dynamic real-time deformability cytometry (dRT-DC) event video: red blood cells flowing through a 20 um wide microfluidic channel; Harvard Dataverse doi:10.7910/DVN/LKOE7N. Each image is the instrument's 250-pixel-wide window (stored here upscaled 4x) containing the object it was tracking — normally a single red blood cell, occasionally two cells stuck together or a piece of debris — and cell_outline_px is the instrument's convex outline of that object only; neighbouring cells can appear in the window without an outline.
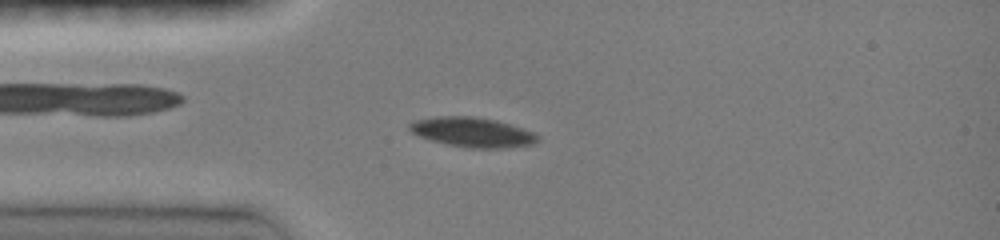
{"species": "common noctule bat (a hibernating species)", "species_latin": "Nyctalus noctula", "temperature_condition": "room temperature", "stored_images_in_passage": 47, "camera_frame_rate_fps": 3000, "um_per_image_px": 0.085, "animal": {"sex": "female", "body_mass_g": 19.0, "forearm_length_mm": 51.5}, "frame": {"image": 1, "passage_image": 11, "time_ms": 3.333, "image_size_px": [1000, 240], "cell_outline_px": [[540, 140], [532, 144], [504, 148], [468, 148], [448, 144], [432, 140], [420, 136], [412, 132], [408, 128], [408, 124], [416, 120], [436, 116], [472, 116], [496, 120], [524, 128], [540, 136]], "centroid_in_image_um": [40.18, 11.23], "position_along_channel_um": 44.8, "area_um2": 22.14}}
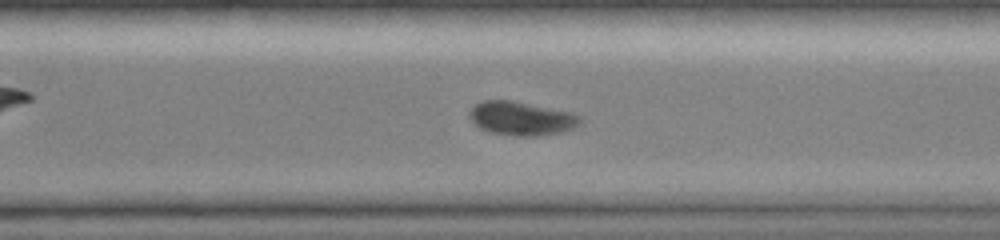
{"frame": {"image": 2, "passage_image": 33, "time_ms": 10.667, "image_size_px": [1000, 240], "cell_outline_px": [[580, 124], [572, 128], [560, 132], [536, 136], [520, 136], [492, 132], [480, 128], [468, 116], [468, 112], [476, 104], [484, 100], [512, 100], [572, 112], [580, 116]], "centroid_in_image_um": [44.32, 10.05], "position_along_channel_um": 326.3, "area_um2": 21.56}}
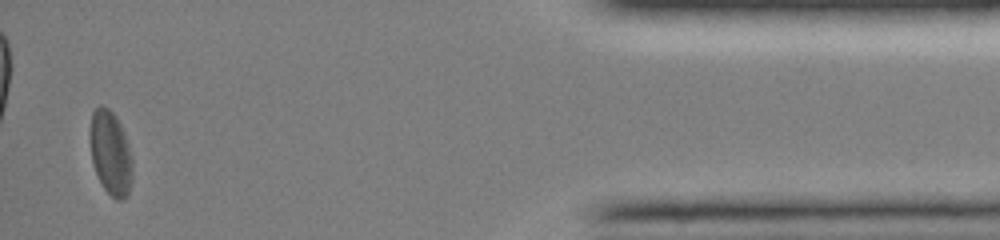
{"frame": {"image": 3, "passage_image": 45, "time_ms": 14.667, "image_size_px": [1000, 240], "cell_outline_px": [[132, 180], [128, 192], [124, 200], [116, 200], [104, 188], [96, 172], [92, 160], [88, 140], [88, 132], [92, 112], [100, 104], [108, 108], [116, 116], [124, 132], [132, 156]], "centroid_in_image_um": [9.38, 12.97], "position_along_channel_um": 425.8, "area_um2": 21.1}, "authors_computed_cell_mechanics": {"area_um2": 21.9062, "velocity_mm_per_s": 3.9872, "shape_relaxation_time_tau1_ms": 2.6916, "shape_relaxation_time_tau2_ms": null, "deformation_change_tau1": 0.086, "deformation_change_tau2": null}}